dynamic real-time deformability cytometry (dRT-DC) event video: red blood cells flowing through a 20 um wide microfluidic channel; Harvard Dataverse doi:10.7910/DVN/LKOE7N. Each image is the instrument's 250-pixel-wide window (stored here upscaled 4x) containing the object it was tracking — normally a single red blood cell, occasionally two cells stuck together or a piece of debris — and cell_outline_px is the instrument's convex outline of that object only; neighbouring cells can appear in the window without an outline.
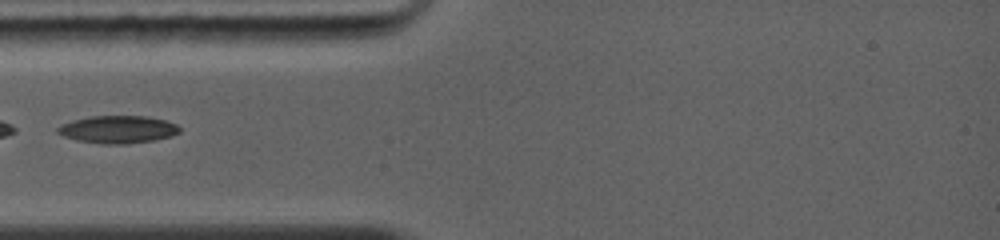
{"species": "common noctule bat (a hibernating species)", "species_latin": "Nyctalus noctula", "temperature_condition": "warm", "stored_images_in_passage": 18, "camera_frame_rate_fps": 5000, "um_per_image_px": 0.085, "animal": {"sex": "female", "body_mass_g": 19.0, "forearm_length_mm": 56.7}, "frame": {"image": 1, "passage_image": 1, "time_ms": 0.0, "image_size_px": [1000, 240], "cell_outline_px": [[180, 132], [172, 136], [152, 140], [124, 144], [104, 144], [76, 140], [64, 136], [56, 132], [56, 128], [60, 124], [72, 120], [88, 116], [148, 116], [164, 120], [176, 124], [180, 128]], "centroid_in_image_um": [9.98, 10.99], "position_along_channel_um": 75.0, "area_um2": 19.65}}
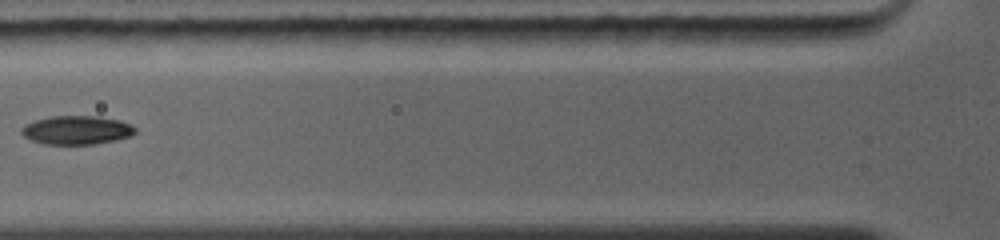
{"frame": {"image": 2, "passage_image": 3, "time_ms": 1.0, "image_size_px": [1000, 240], "cell_outline_px": [[136, 132], [132, 136], [116, 140], [92, 144], [44, 144], [32, 140], [24, 136], [20, 132], [20, 128], [24, 124], [36, 120], [52, 116], [100, 116], [120, 120], [132, 124], [136, 128]], "centroid_in_image_um": [6.54, 11.05], "position_along_channel_um": 119.3, "area_um2": 19.19}}
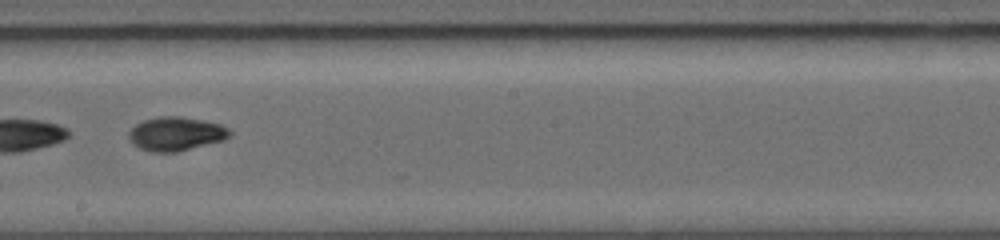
{"frame": {"image": 3, "passage_image": 8, "time_ms": 3.6, "image_size_px": [1000, 240], "cell_outline_px": [[232, 132], [224, 140], [176, 152], [152, 152], [140, 148], [132, 144], [128, 136], [128, 132], [136, 124], [144, 120], [160, 116], [180, 116], [220, 124], [228, 128]], "centroid_in_image_um": [14.93, 11.37], "position_along_channel_um": 233.3, "area_um2": 19.77}}